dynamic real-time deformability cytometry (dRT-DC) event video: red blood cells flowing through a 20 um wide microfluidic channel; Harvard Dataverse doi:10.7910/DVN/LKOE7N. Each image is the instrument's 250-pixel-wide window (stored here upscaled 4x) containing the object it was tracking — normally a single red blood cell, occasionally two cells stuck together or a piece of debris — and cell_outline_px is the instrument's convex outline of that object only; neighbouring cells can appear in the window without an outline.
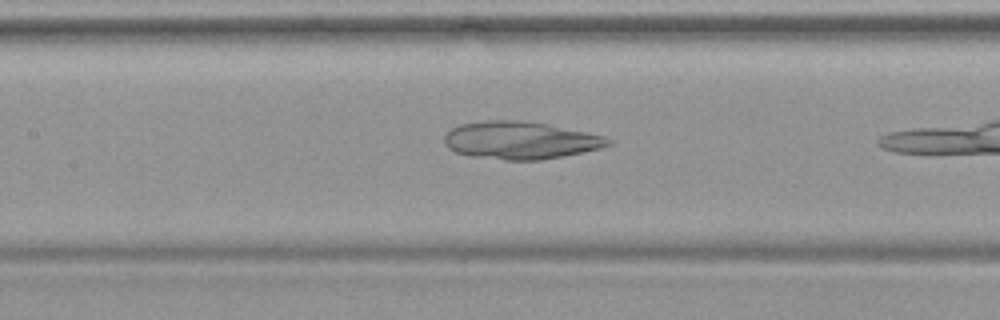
{"species": "common noctule bat (a hibernating species)", "species_latin": "Nyctalus noctula", "temperature_condition": "warm", "stored_images_in_passage": 24, "camera_frame_rate_fps": 3000, "um_per_image_px": 0.085, "animal": {"sex": "female", "body_mass_g": 19.9}, "frame": {"image": 1, "passage_image": 8, "time_ms": 2.333, "image_size_px": [1000, 320], "cell_outline_px": [[612, 144], [600, 148], [584, 152], [564, 156], [540, 160], [504, 160], [472, 156], [456, 152], [448, 148], [444, 144], [444, 136], [452, 128], [460, 124], [488, 120], [520, 120], [548, 124], [604, 136], [612, 140]], "centroid_in_image_um": [44.22, 11.93], "position_along_channel_um": 163.2, "area_um2": 35.89}}
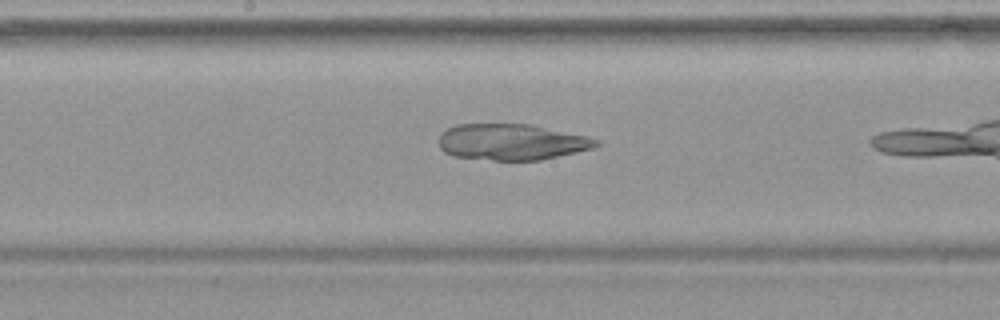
{"frame": {"image": 2, "passage_image": 11, "time_ms": 3.333, "image_size_px": [1000, 320], "cell_outline_px": [[600, 144], [592, 148], [576, 152], [540, 160], [492, 160], [452, 156], [444, 152], [440, 148], [436, 140], [440, 132], [456, 124], [532, 124], [588, 136], [600, 140]], "centroid_in_image_um": [43.45, 12.06], "position_along_channel_um": 204.8, "area_um2": 33.52}}
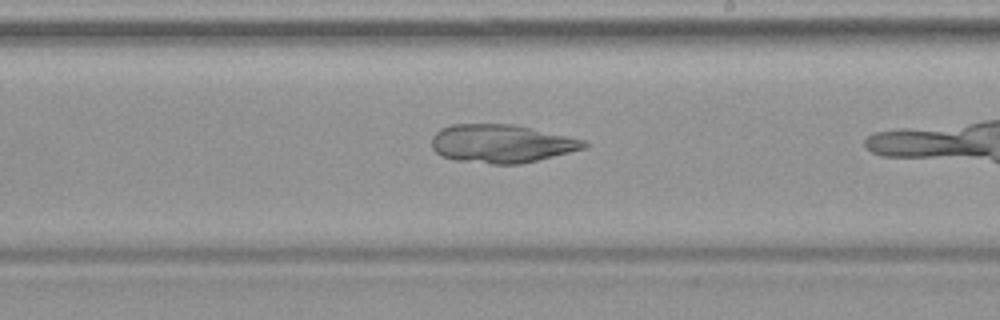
{"frame": {"image": 3, "passage_image": 14, "time_ms": 4.333, "image_size_px": [1000, 320], "cell_outline_px": [[588, 148], [520, 164], [492, 164], [456, 160], [440, 156], [432, 148], [432, 136], [440, 128], [452, 124], [512, 124], [588, 140]], "centroid_in_image_um": [42.64, 12.21], "position_along_channel_um": 246.4, "area_um2": 34.22}}